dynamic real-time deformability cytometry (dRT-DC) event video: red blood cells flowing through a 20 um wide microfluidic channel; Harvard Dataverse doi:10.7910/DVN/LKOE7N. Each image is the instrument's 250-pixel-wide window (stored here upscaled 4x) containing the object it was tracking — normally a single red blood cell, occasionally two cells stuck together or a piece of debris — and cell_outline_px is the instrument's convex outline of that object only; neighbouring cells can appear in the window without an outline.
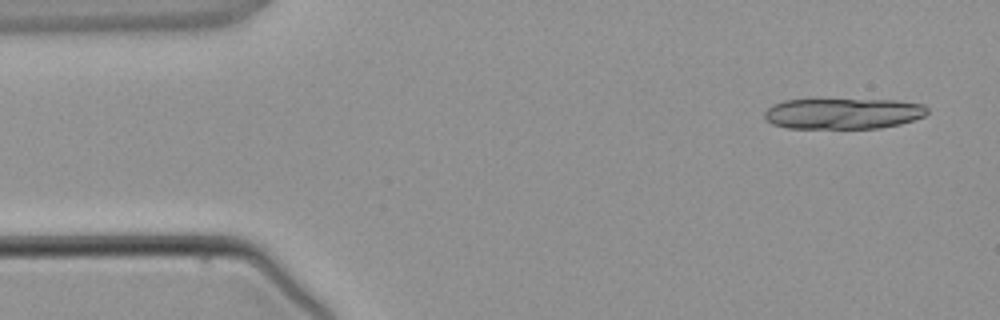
{"species": "common noctule bat (a hibernating species)", "species_latin": "Nyctalus noctula", "temperature_condition": "warm", "stored_images_in_passage": 3, "camera_frame_rate_fps": 3000, "um_per_image_px": 0.085, "animal": {"sex": "male", "body_mass_g": 21.5, "forearm_length_mm": 52.0}, "frame": {"image": 1, "passage_image": 1, "time_ms": 0.0, "image_size_px": [1000, 320], "cell_outline_px": [[928, 112], [924, 116], [900, 124], [880, 128], [788, 128], [772, 124], [764, 120], [764, 112], [772, 104], [784, 100], [896, 100], [924, 104], [928, 108]], "centroid_in_image_um": [71.65, 9.65], "position_along_channel_um": 13.4, "area_um2": 29.3}}